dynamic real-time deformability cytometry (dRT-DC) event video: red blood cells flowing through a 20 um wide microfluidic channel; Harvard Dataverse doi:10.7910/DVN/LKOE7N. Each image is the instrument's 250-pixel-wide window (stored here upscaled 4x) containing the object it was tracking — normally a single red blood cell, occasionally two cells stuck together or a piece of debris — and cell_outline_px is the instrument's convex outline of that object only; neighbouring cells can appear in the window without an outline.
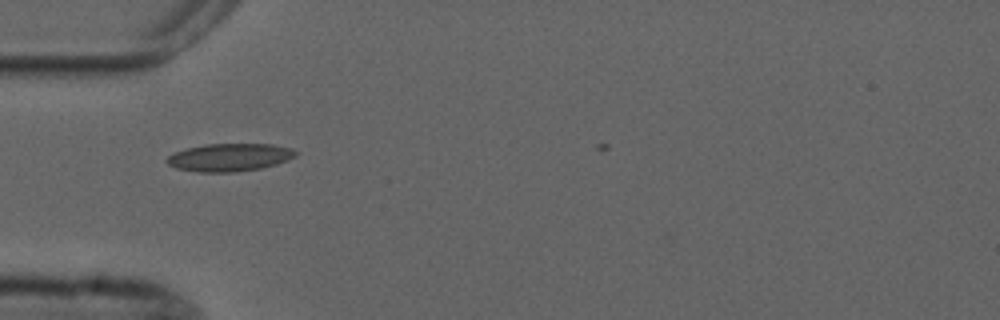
{"species": "common noctule bat (a hibernating species)", "species_latin": "Nyctalus noctula", "temperature_condition": "cold", "stored_images_in_passage": 1, "camera_frame_rate_fps": 3000, "um_per_image_px": 0.085, "animal": {"sex": "male", "forearm_length_mm": 52.5}, "frame": {"image": 1, "passage_image": 1, "time_ms": 0.0, "image_size_px": [1000, 320], "cell_outline_px": [[296, 156], [288, 160], [276, 164], [260, 168], [236, 172], [200, 172], [176, 168], [168, 164], [164, 160], [172, 152], [204, 144], [272, 144], [292, 148], [296, 152]], "centroid_in_image_um": [19.49, 13.37], "position_along_channel_um": 65.5, "area_um2": 20.92}}